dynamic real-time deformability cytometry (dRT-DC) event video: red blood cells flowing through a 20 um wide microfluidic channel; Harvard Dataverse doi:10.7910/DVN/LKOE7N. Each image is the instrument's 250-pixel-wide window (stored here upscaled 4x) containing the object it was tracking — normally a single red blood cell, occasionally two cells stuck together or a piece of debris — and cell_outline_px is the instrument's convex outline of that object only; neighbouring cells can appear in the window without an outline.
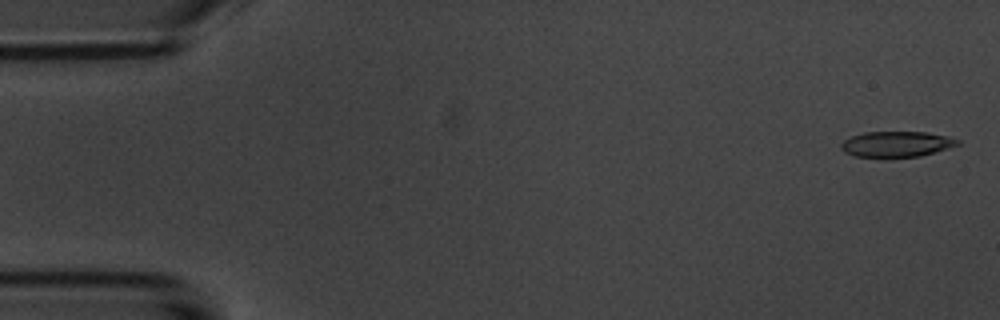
{"species": "common noctule bat (a hibernating species)", "species_latin": "Nyctalus noctula", "temperature_condition": "room temperature", "stored_images_in_passage": 5, "camera_frame_rate_fps": 3000, "um_per_image_px": 0.085, "animal": {"sex": "male", "body_mass_g": 20.1, "forearm_length_mm": 53.5}, "frame": {"image": 1, "passage_image": 1, "time_ms": 0.0, "image_size_px": [1000, 320], "cell_outline_px": [[960, 144], [948, 148], [920, 156], [884, 160], [852, 156], [844, 152], [840, 148], [840, 144], [844, 140], [852, 136], [864, 132], [924, 132], [948, 136], [960, 140]], "centroid_in_image_um": [76.14, 12.3], "position_along_channel_um": 8.9, "area_um2": 18.15}}
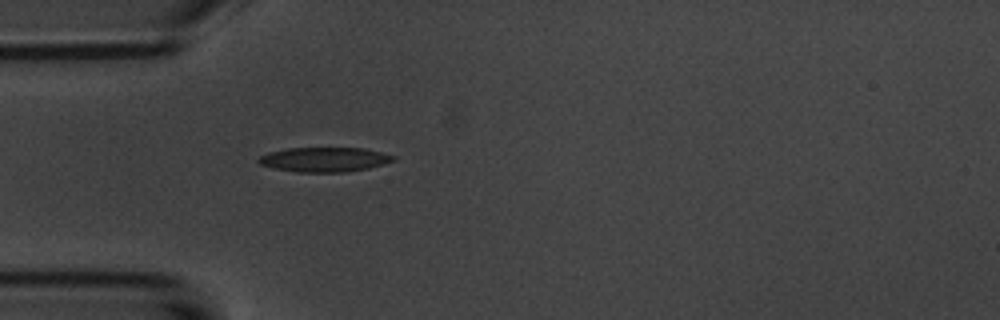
{"frame": {"image": 2, "passage_image": 5, "time_ms": 4.667, "image_size_px": [1000, 320], "cell_outline_px": [[396, 160], [384, 164], [368, 168], [344, 172], [296, 172], [272, 168], [260, 164], [256, 160], [260, 156], [268, 152], [288, 148], [364, 148], [396, 156]], "centroid_in_image_um": [27.56, 13.56], "position_along_channel_um": 57.4, "area_um2": 19.36}}